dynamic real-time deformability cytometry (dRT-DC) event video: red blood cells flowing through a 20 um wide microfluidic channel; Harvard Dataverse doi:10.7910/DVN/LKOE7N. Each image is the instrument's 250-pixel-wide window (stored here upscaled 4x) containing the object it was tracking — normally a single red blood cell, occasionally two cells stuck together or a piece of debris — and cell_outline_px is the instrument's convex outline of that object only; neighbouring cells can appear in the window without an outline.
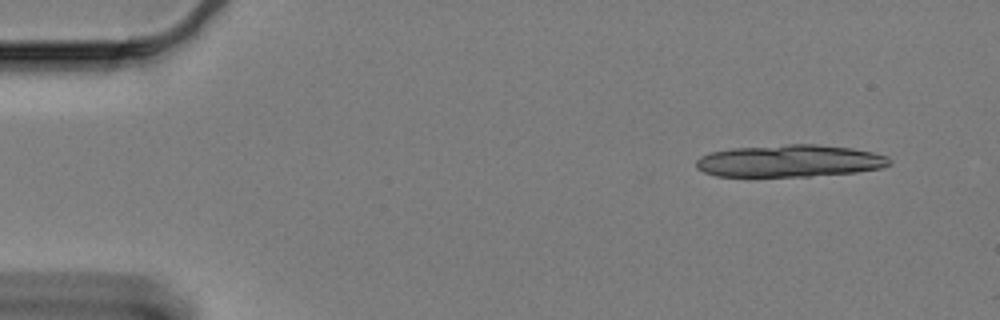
{"species": "Egyptian fruit bat (a non-hibernating species)", "species_latin": "Rousettus aegyptiacus", "temperature_condition": "cold", "stored_images_in_passage": 5, "camera_frame_rate_fps": 3000, "um_per_image_px": 0.085, "animal": {"sex": "female"}, "frame": {"image": 1, "passage_image": 1, "time_ms": 0.0, "image_size_px": [1000, 320], "cell_outline_px": [[892, 164], [884, 168], [856, 172], [808, 176], [716, 176], [704, 172], [696, 168], [696, 160], [700, 156], [712, 152], [732, 148], [788, 144], [812, 144], [852, 148], [872, 152], [888, 156], [892, 160]], "centroid_in_image_um": [67.15, 13.68], "position_along_channel_um": 17.8, "area_um2": 36.36}}